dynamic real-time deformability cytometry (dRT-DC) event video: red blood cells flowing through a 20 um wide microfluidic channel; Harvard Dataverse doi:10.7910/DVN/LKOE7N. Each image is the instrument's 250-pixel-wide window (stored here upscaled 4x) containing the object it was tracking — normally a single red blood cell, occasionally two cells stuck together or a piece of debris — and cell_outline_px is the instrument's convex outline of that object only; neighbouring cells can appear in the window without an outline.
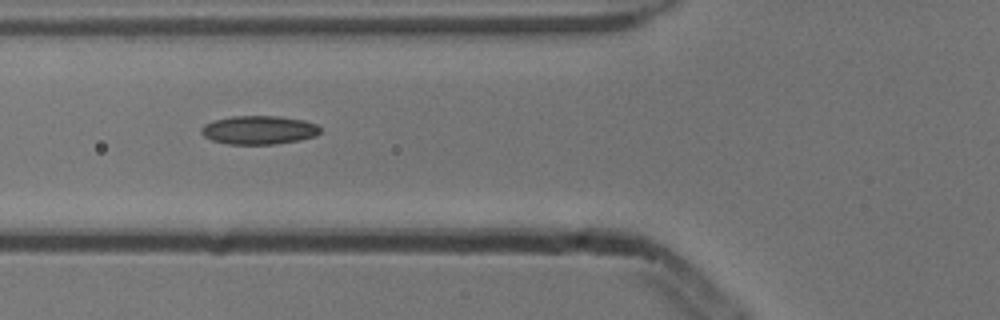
{"species": "common noctule bat (a hibernating species)", "species_latin": "Nyctalus noctula", "temperature_condition": "cold", "stored_images_in_passage": 7, "camera_frame_rate_fps": 3000, "um_per_image_px": 0.085, "animal": {"sex": "male", "body_mass_g": 13.3}, "frame": {"image": 1, "passage_image": 6, "time_ms": 1.667, "image_size_px": [1000, 320], "cell_outline_px": [[320, 132], [316, 136], [300, 140], [276, 144], [228, 144], [212, 140], [204, 136], [200, 132], [200, 128], [204, 124], [216, 120], [232, 116], [280, 116], [304, 120], [316, 124], [320, 128]], "centroid_in_image_um": [22.01, 11.05], "position_along_channel_um": 103.8, "area_um2": 19.88}}
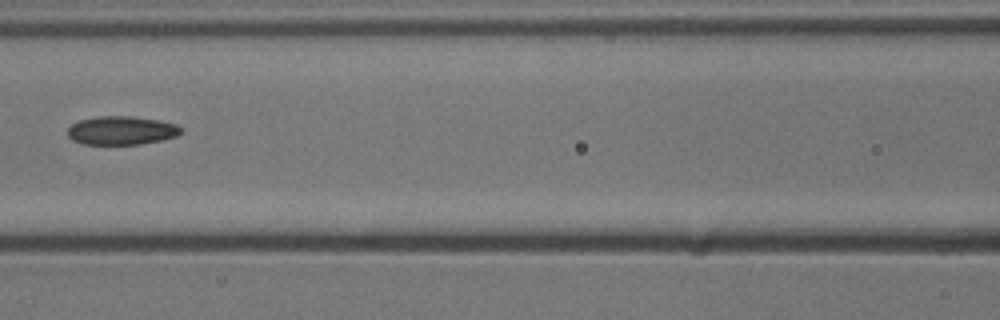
{"frame": {"image": 2, "passage_image": 7, "time_ms": 2.0, "image_size_px": [1000, 320], "cell_outline_px": [[180, 132], [176, 136], [160, 140], [140, 144], [84, 144], [72, 140], [68, 136], [68, 128], [72, 124], [80, 120], [100, 116], [132, 116], [160, 120], [176, 124], [180, 128]], "centroid_in_image_um": [10.3, 11.08], "position_along_channel_um": 156.3, "area_um2": 18.73}}